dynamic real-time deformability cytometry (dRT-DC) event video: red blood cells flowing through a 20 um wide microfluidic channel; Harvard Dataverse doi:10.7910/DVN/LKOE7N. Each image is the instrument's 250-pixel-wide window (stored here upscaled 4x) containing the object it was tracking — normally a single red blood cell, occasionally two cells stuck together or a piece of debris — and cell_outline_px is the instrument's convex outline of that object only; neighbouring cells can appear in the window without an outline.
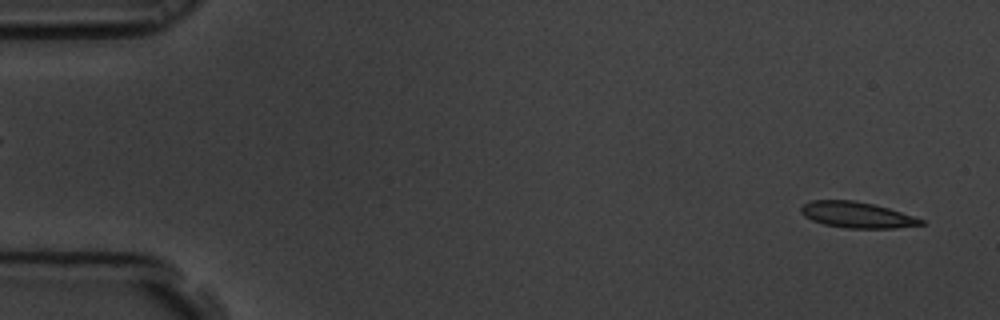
{"species": "common noctule bat (a hibernating species)", "species_latin": "Nyctalus noctula", "temperature_condition": "room temperature", "stored_images_in_passage": 57, "camera_frame_rate_fps": 3000, "um_per_image_px": 0.085, "animal": {"sex": "male", "body_mass_g": 19.5, "forearm_length_mm": 54.6}, "frame": {"image": 1, "passage_image": 2, "time_ms": 0.333, "image_size_px": [1000, 320], "cell_outline_px": [[924, 224], [896, 228], [844, 228], [824, 224], [812, 220], [804, 216], [800, 212], [800, 208], [804, 204], [812, 200], [856, 200], [888, 208], [924, 220]], "centroid_in_image_um": [72.8, 18.26], "position_along_channel_um": 12.2, "area_um2": 18.03}}
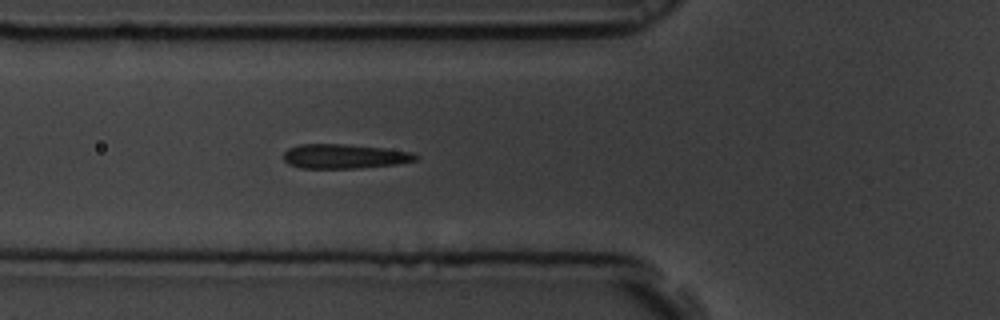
{"frame": {"image": 2, "passage_image": 20, "time_ms": 6.333, "image_size_px": [1000, 320], "cell_outline_px": [[420, 156], [416, 160], [396, 164], [360, 168], [300, 168], [288, 164], [284, 160], [284, 152], [288, 148], [300, 144], [344, 144], [384, 148], [412, 152]], "centroid_in_image_um": [29.26, 13.29], "position_along_channel_um": 96.5, "area_um2": 18.84}}
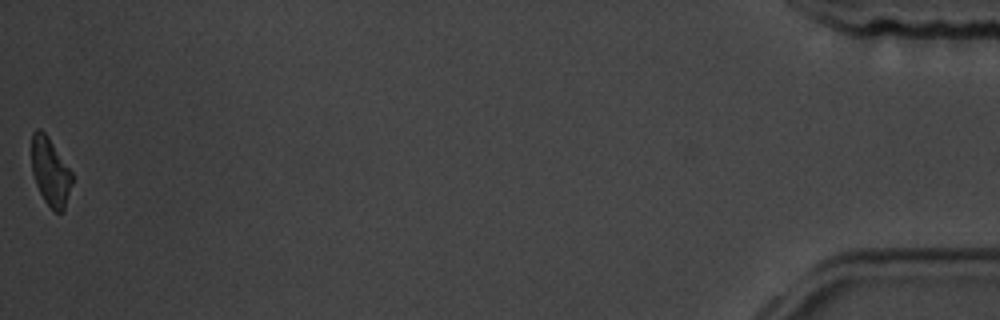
{"frame": {"image": 3, "passage_image": 57, "time_ms": 18.667, "image_size_px": [1000, 320], "cell_outline_px": [[72, 184], [64, 212], [56, 212], [44, 200], [36, 184], [32, 172], [32, 132], [36, 128], [40, 128], [48, 136], [72, 172]], "centroid_in_image_um": [4.28, 14.59], "position_along_channel_um": 430.9, "area_um2": 16.01}, "authors_computed_cell_mechanics": {"area_um2": 18.7272, "velocity_mm_per_s": 3.5104, "shape_relaxation_time_tau1_ms": 4.2595, "shape_relaxation_time_tau2_ms": 3.609, "deformation_change_tau1": 0.1166, "deformation_change_tau2": 0.105}}